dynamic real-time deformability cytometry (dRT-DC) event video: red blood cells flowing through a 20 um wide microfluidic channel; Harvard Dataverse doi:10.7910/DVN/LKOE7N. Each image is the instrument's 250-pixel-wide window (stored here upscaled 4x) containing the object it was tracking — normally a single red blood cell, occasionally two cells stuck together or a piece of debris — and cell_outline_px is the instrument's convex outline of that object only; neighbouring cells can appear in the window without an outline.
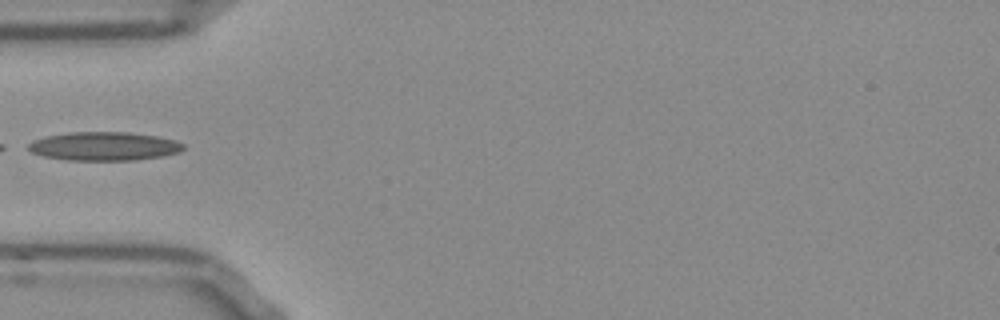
{"species": "Egyptian fruit bat (a non-hibernating species)", "species_latin": "Rousettus aegyptiacus", "temperature_condition": "room temperature", "stored_images_in_passage": 7, "camera_frame_rate_fps": 3000, "um_per_image_px": 0.085, "frame": {"image": 1, "passage_image": 1, "time_ms": 0.0, "image_size_px": [1000, 320], "cell_outline_px": [[184, 148], [180, 152], [164, 156], [136, 160], [68, 160], [44, 156], [32, 152], [28, 148], [28, 144], [32, 140], [48, 136], [68, 132], [128, 132], [156, 136], [172, 140], [184, 144]], "centroid_in_image_um": [8.85, 12.43], "position_along_channel_um": 76.1, "area_um2": 25.78}}